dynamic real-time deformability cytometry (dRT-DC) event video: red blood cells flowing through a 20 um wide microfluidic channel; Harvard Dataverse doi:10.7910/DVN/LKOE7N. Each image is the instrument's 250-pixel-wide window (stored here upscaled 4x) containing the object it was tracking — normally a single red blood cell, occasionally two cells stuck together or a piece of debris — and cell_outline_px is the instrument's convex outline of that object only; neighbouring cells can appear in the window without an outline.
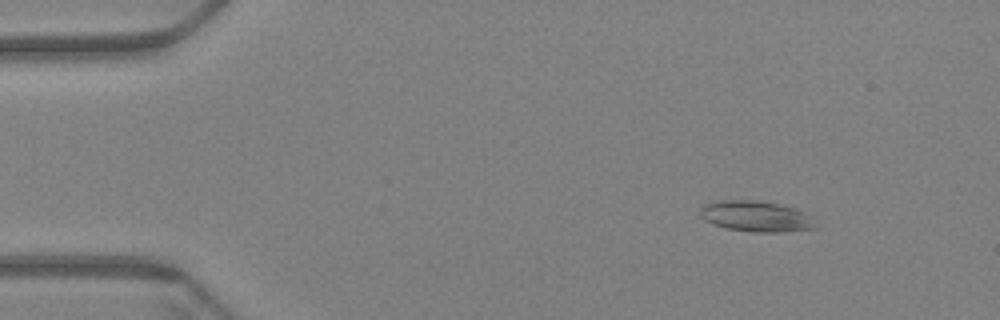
{"species": "Egyptian fruit bat (a non-hibernating species)", "species_latin": "Rousettus aegyptiacus", "temperature_condition": "warm", "stored_images_in_passage": 61, "camera_frame_rate_fps": 3000, "um_per_image_px": 0.085, "animal": {"sex": "female"}, "frame": {"image": 1, "passage_image": 8, "time_ms": 2.333, "image_size_px": [1000, 320], "cell_outline_px": [[820, 224], [816, 228], [776, 232], [752, 232], [724, 228], [712, 224], [704, 220], [700, 216], [700, 208], [704, 204], [716, 200], [756, 200], [796, 208]], "centroid_in_image_um": [64.22, 18.39], "position_along_channel_um": 20.8, "area_um2": 20.81}}
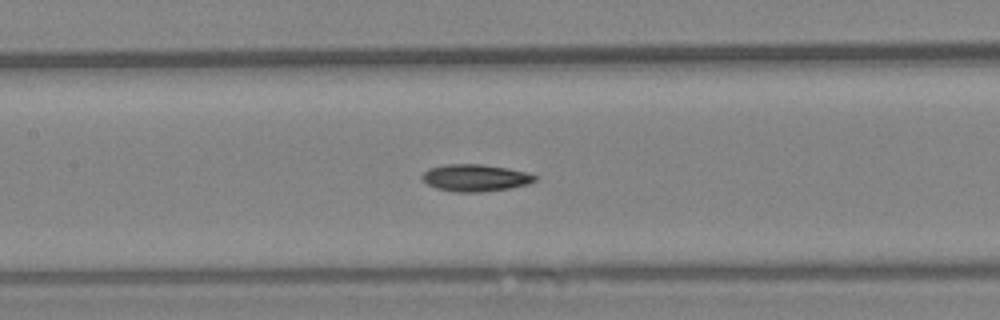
{"frame": {"image": 2, "passage_image": 29, "time_ms": 9.333, "image_size_px": [1000, 320], "cell_outline_px": [[536, 180], [528, 184], [512, 188], [480, 192], [456, 192], [436, 188], [428, 184], [420, 176], [428, 168], [444, 164], [480, 164], [508, 168], [528, 172], [536, 176]], "centroid_in_image_um": [40.4, 15.11], "position_along_channel_um": 167.0, "area_um2": 17.86}}
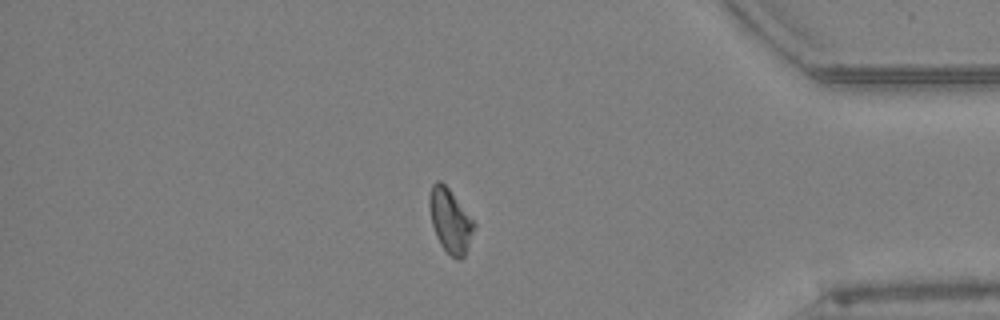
{"frame": {"image": 3, "passage_image": 52, "time_ms": 17.0, "image_size_px": [1000, 320], "cell_outline_px": [[476, 224], [464, 256], [460, 260], [456, 260], [440, 244], [436, 236], [432, 224], [428, 204], [428, 196], [432, 184], [436, 180], [440, 180], [448, 188]], "centroid_in_image_um": [38.24, 18.74], "position_along_channel_um": 397.0, "area_um2": 16.42}, "authors_computed_cell_mechanics": {"area_um2": 17.3978, "velocity_mm_per_s": 3.4008, "shape_relaxation_time_tau1_ms": 9.8224, "shape_relaxation_time_tau2_ms": null, "deformation_change_tau1": 0.1896, "deformation_change_tau2": null}}